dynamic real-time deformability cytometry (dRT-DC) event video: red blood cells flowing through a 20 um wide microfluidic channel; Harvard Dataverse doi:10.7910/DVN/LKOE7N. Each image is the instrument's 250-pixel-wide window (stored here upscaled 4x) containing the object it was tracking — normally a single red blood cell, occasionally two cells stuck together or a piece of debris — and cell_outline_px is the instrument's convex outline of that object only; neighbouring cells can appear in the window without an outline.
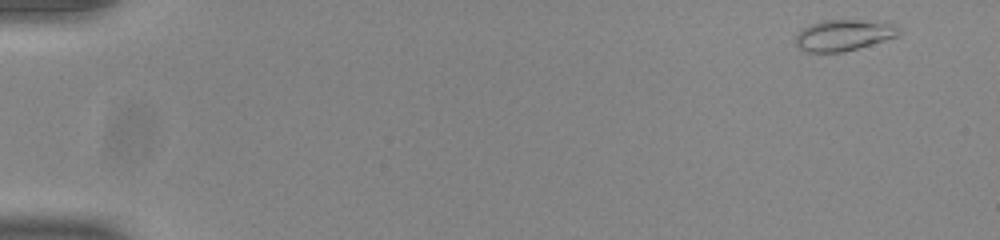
{"species": "common noctule bat (a hibernating species)", "species_latin": "Nyctalus noctula", "temperature_condition": "room temperature", "stored_images_in_passage": 16, "camera_frame_rate_fps": 3000, "um_per_image_px": 0.085, "animal": {"sex": "male", "body_mass_g": 20.0, "forearm_length_mm": 53.3}, "frame": {"image": 1, "passage_image": 1, "time_ms": 0.0, "image_size_px": [1000, 240], "cell_outline_px": [[900, 32], [896, 36], [884, 40], [844, 52], [804, 52], [796, 44], [796, 36], [804, 28], [820, 20], [856, 20], [892, 24], [900, 28]], "centroid_in_image_um": [71.68, 3.0], "position_along_channel_um": 13.3, "area_um2": 18.32}}
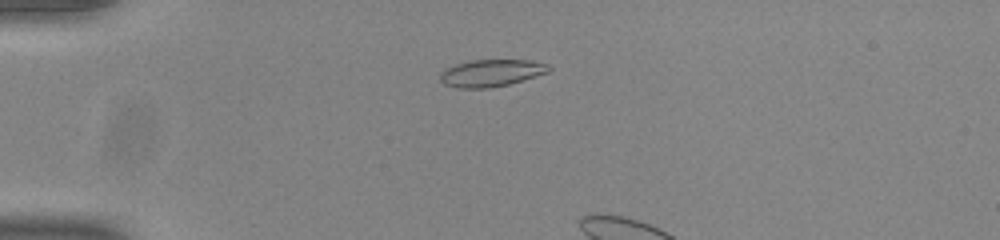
{"frame": {"image": 2, "passage_image": 12, "time_ms": 3.667, "image_size_px": [1000, 240], "cell_outline_px": [[552, 68], [548, 72], [508, 84], [488, 88], [456, 88], [444, 84], [440, 80], [440, 72], [456, 64], [472, 60], [532, 60], [548, 64]], "centroid_in_image_um": [41.75, 6.2], "position_along_channel_um": 43.3, "area_um2": 17.05}}